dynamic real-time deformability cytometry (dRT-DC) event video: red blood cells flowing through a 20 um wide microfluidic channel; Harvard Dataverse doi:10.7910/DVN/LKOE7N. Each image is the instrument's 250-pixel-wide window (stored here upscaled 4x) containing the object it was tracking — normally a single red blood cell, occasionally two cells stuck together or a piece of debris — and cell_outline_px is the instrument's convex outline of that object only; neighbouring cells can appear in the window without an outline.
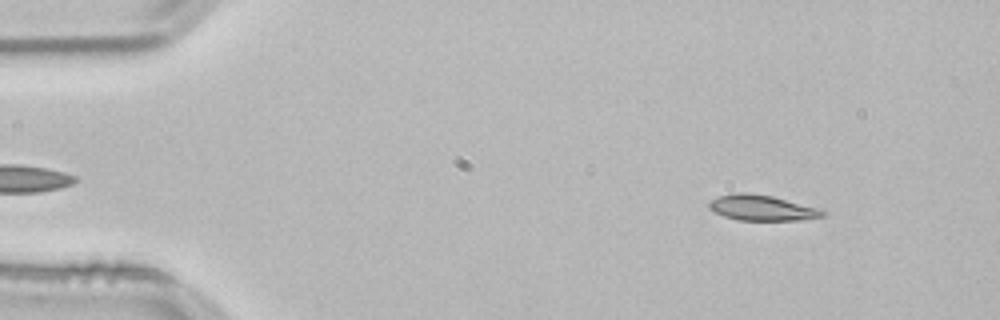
{"species": "common noctule bat (a hibernating species)", "species_latin": "Nyctalus noctula", "temperature_condition": "room temperature", "stored_images_in_passage": 53, "camera_frame_rate_fps": 3000, "um_per_image_px": 0.085, "animal": {"sex": "male", "body_mass_g": 21.5, "forearm_length_mm": 52.0}, "frame": {"image": 1, "passage_image": 6, "time_ms": 1.667, "image_size_px": [1000, 320], "cell_outline_px": [[824, 216], [804, 220], [736, 220], [724, 216], [708, 208], [708, 204], [712, 200], [720, 196], [732, 192], [748, 192], [772, 196], [820, 208], [824, 212]], "centroid_in_image_um": [64.76, 17.66], "position_along_channel_um": 20.2, "area_um2": 16.94}}
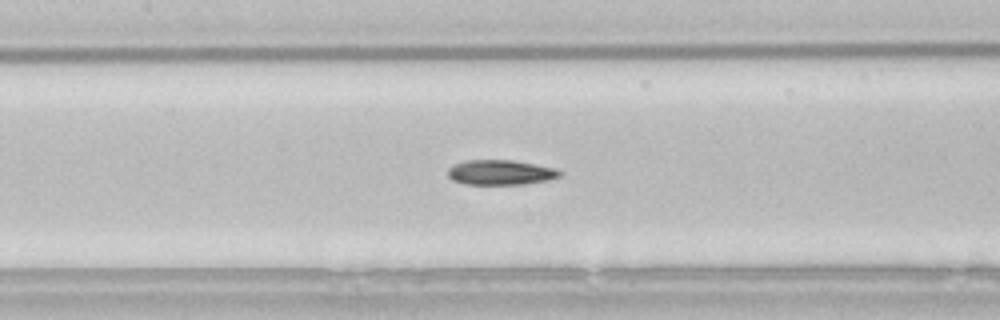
{"frame": {"image": 2, "passage_image": 24, "time_ms": 7.667, "image_size_px": [1000, 320], "cell_outline_px": [[564, 172], [560, 176], [548, 180], [520, 184], [464, 184], [452, 180], [448, 176], [448, 168], [452, 164], [464, 160], [512, 160], [536, 164], [556, 168]], "centroid_in_image_um": [42.53, 14.64], "position_along_channel_um": 164.9, "area_um2": 16.42}}
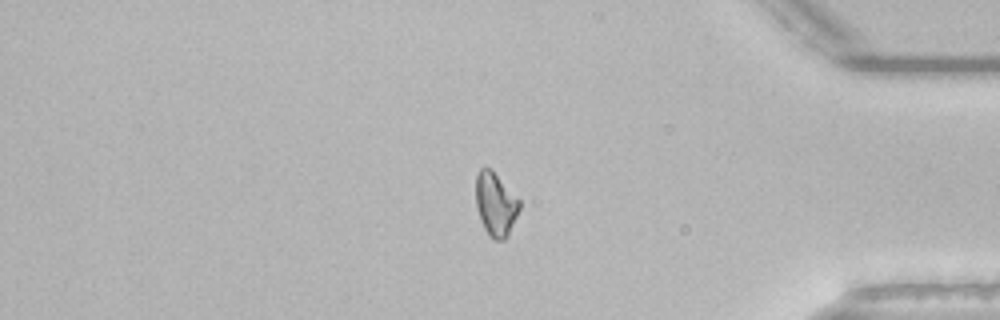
{"frame": {"image": 3, "passage_image": 44, "time_ms": 14.333, "image_size_px": [1000, 320], "cell_outline_px": [[520, 208], [508, 236], [504, 240], [492, 240], [488, 236], [480, 220], [476, 208], [476, 172], [480, 168], [492, 168], [520, 200]], "centroid_in_image_um": [42.11, 17.36], "position_along_channel_um": 393.1, "area_um2": 16.47}, "authors_computed_cell_mechanics": {"area_um2": 16.473, "velocity_mm_per_s": 3.8484, "shape_relaxation_time_tau1_ms": 11.3936, "shape_relaxation_time_tau2_ms": null, "deformation_change_tau1": 0.217, "deformation_change_tau2": null}}